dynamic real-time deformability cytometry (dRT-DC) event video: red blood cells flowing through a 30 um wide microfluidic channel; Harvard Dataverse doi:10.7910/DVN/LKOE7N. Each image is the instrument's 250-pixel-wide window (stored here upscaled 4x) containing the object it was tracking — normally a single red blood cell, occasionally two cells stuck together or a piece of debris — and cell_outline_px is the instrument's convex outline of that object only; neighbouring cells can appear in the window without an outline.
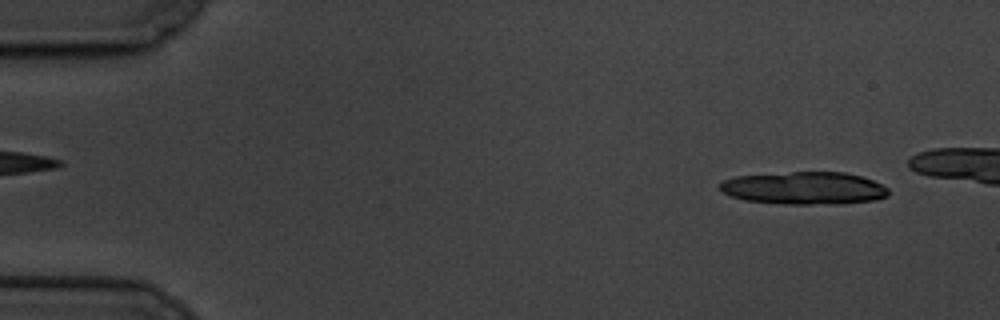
{"species": "common noctule bat (a hibernating species)", "species_latin": "Nyctalus noctula", "temperature_condition": "cold", "stored_images_in_passage": 19, "camera_frame_rate_fps": 3000, "um_per_image_px": 0.085, "animal": {"sex": "male", "body_mass_g": 19.5, "forearm_length_mm": 54.6}, "frame": {"image": 1, "passage_image": 4, "time_ms": 1.0, "image_size_px": [1000, 320], "cell_outline_px": [[888, 196], [876, 200], [840, 204], [784, 204], [744, 200], [732, 196], [724, 192], [720, 188], [720, 184], [724, 180], [736, 176], [792, 172], [844, 172], [860, 176], [872, 180], [888, 188]], "centroid_in_image_um": [68.39, 16.0], "position_along_channel_um": 16.6, "area_um2": 31.96}}